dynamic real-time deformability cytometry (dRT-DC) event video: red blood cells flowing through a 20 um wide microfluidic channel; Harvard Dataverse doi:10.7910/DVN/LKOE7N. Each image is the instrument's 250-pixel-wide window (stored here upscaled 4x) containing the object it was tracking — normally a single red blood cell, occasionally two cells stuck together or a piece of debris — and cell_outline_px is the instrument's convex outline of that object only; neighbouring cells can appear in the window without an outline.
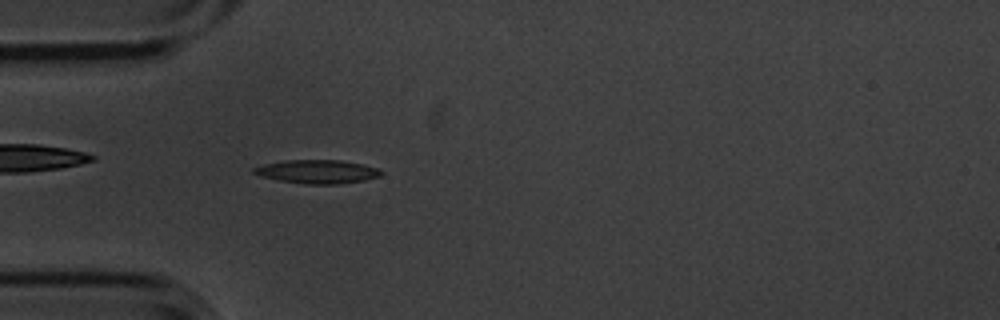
{"species": "common noctule bat (a hibernating species)", "species_latin": "Nyctalus noctula", "temperature_condition": "cold", "stored_images_in_passage": 2, "camera_frame_rate_fps": 3000, "um_per_image_px": 0.085, "animal": {"sex": "male", "body_mass_g": 20.1, "forearm_length_mm": 53.5}, "frame": {"image": 1, "passage_image": 2, "time_ms": 0.333, "image_size_px": [1000, 320], "cell_outline_px": [[384, 172], [380, 176], [364, 180], [340, 184], [308, 184], [276, 180], [260, 176], [252, 172], [252, 168], [264, 164], [284, 160], [340, 160], [364, 164], [380, 168]], "centroid_in_image_um": [26.99, 14.58], "position_along_channel_um": 58.0, "area_um2": 17.69}}